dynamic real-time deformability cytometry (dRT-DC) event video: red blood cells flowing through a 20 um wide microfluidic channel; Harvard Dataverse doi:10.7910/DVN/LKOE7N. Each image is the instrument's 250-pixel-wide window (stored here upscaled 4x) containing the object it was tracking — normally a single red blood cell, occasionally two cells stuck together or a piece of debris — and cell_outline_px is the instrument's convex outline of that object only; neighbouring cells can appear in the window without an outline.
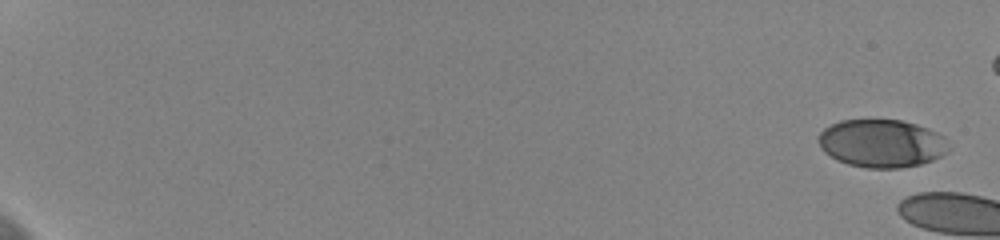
{"species": "human", "species_latin": "Homo sapiens", "temperature_condition": "cold", "stored_images_in_passage": 3, "camera_frame_rate_fps": 3000, "um_per_image_px": 0.085, "donor": {"sex": "female"}, "frame": {"image": 1, "passage_image": 1, "time_ms": 0.0, "image_size_px": [1000, 240], "cell_outline_px": [[944, 152], [940, 156], [932, 160], [920, 164], [900, 168], [868, 168], [848, 164], [836, 160], [824, 152], [820, 148], [820, 132], [824, 128], [840, 120], [900, 120], [916, 124], [928, 128], [944, 136]], "centroid_in_image_um": [74.89, 12.19], "position_along_channel_um": 10.1, "area_um2": 35.95}}